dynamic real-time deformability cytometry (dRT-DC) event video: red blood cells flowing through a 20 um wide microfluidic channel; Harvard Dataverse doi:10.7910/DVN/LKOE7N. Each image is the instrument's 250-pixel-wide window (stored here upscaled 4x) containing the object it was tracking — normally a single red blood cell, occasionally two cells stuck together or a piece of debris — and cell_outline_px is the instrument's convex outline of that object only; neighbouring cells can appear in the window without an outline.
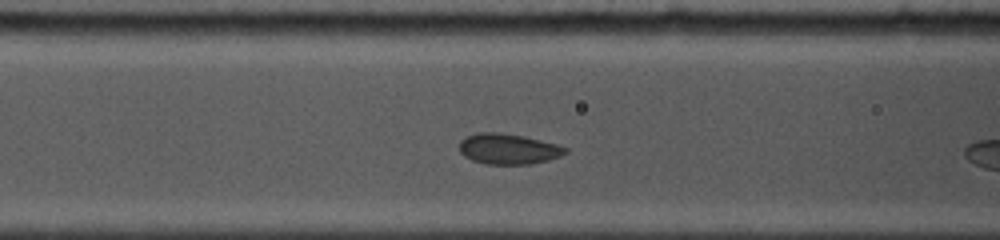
{"species": "common noctule bat (a hibernating species)", "species_latin": "Nyctalus noctula", "temperature_condition": "cold", "stored_images_in_passage": 19, "camera_frame_rate_fps": 5000, "um_per_image_px": 0.085, "animal": {"sex": "female", "body_mass_g": 19.0, "forearm_length_mm": 53.3}, "frame": {"image": 1, "passage_image": 7, "time_ms": 2.6, "image_size_px": [1000, 240], "cell_outline_px": [[568, 152], [560, 156], [548, 160], [532, 164], [484, 164], [472, 160], [464, 156], [460, 152], [460, 140], [468, 136], [480, 132], [500, 132], [524, 136], [556, 144], [568, 148]], "centroid_in_image_um": [43.21, 12.66], "position_along_channel_um": 123.4, "area_um2": 18.9}}
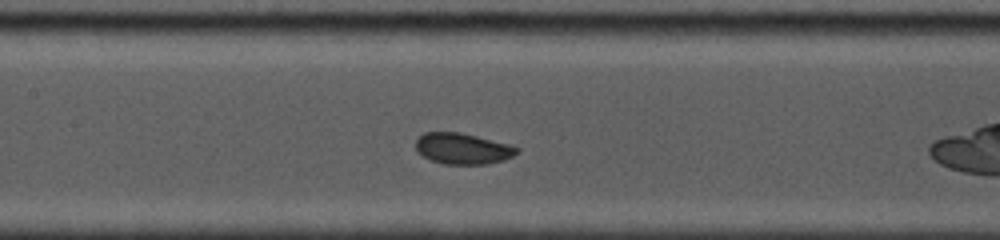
{"frame": {"image": 2, "passage_image": 10, "time_ms": 3.8, "image_size_px": [1000, 240], "cell_outline_px": [[520, 152], [504, 160], [488, 164], [444, 164], [432, 160], [416, 152], [416, 140], [424, 132], [460, 132], [508, 144], [520, 148]], "centroid_in_image_um": [39.33, 12.63], "position_along_channel_um": 168.1, "area_um2": 18.26}}
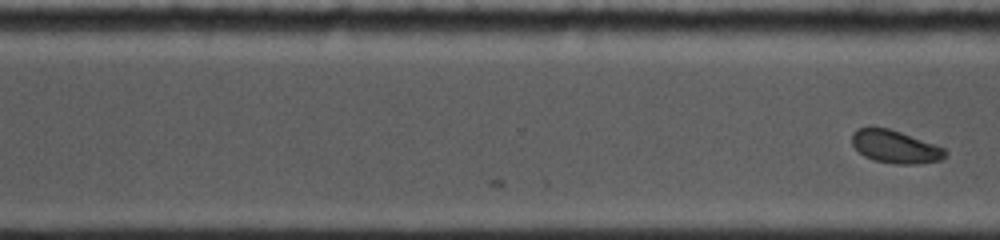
{"frame": {"image": 3, "passage_image": 19, "time_ms": 7.2, "image_size_px": [1000, 240], "cell_outline_px": [[948, 152], [944, 160], [916, 164], [896, 164], [876, 160], [864, 156], [852, 144], [852, 132], [856, 128], [868, 124], [888, 128], [900, 132], [944, 148]], "centroid_in_image_um": [76.06, 12.44], "position_along_channel_um": 294.5, "area_um2": 18.09}}